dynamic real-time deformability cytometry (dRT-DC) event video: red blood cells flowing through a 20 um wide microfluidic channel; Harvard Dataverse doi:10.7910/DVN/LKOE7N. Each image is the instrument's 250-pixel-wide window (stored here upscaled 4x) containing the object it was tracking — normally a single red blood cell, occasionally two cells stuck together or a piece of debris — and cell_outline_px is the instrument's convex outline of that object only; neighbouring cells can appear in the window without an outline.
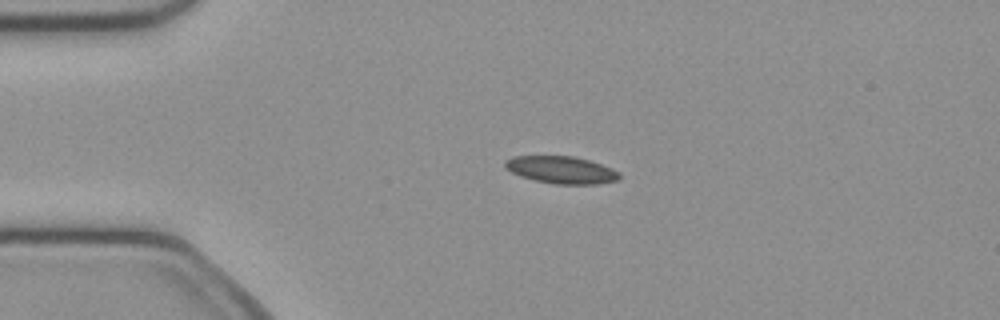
{"species": "common noctule bat (a hibernating species)", "species_latin": "Nyctalus noctula", "temperature_condition": "cold", "stored_images_in_passage": 40, "camera_frame_rate_fps": 3000, "um_per_image_px": 0.085, "animal": {"sex": "female", "body_mass_g": 21.9}, "frame": {"image": 1, "passage_image": 1, "time_ms": 0.0, "image_size_px": [1000, 320], "cell_outline_px": [[620, 180], [596, 184], [556, 184], [536, 180], [520, 176], [504, 168], [504, 160], [512, 156], [572, 156], [588, 160], [612, 168], [620, 172]], "centroid_in_image_um": [47.7, 14.44], "position_along_channel_um": 37.3, "area_um2": 18.21}}
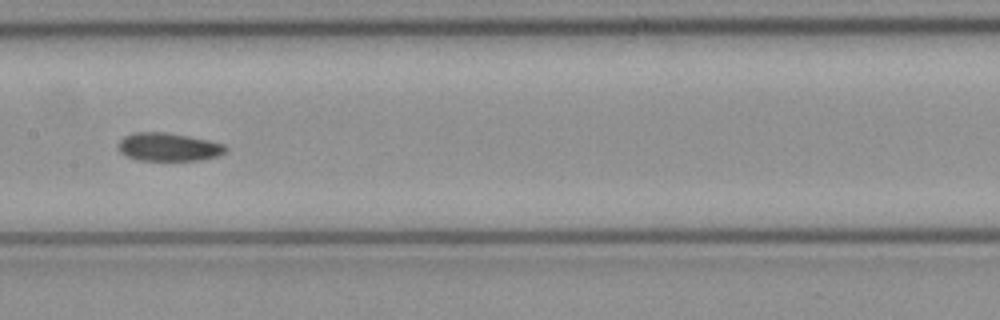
{"frame": {"image": 2, "passage_image": 15, "time_ms": 4.667, "image_size_px": [1000, 320], "cell_outline_px": [[228, 152], [220, 156], [200, 160], [140, 160], [128, 156], [120, 152], [120, 140], [124, 136], [136, 132], [164, 132], [188, 136], [208, 140], [224, 144], [228, 148]], "centroid_in_image_um": [14.4, 12.5], "position_along_channel_um": 193.0, "area_um2": 17.57}}
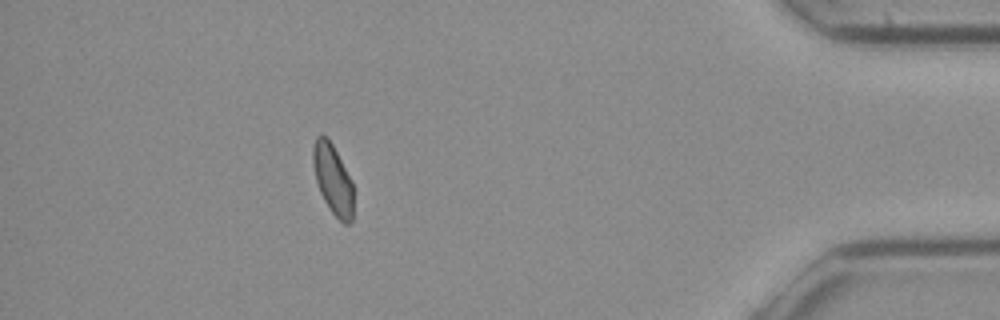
{"frame": {"image": 3, "passage_image": 35, "time_ms": 11.333, "image_size_px": [1000, 320], "cell_outline_px": [[352, 220], [348, 224], [344, 224], [332, 212], [324, 200], [320, 192], [316, 180], [312, 164], [312, 148], [316, 136], [320, 132], [332, 144], [352, 180]], "centroid_in_image_um": [28.26, 15.21], "position_along_channel_um": 406.9, "area_um2": 16.36}}